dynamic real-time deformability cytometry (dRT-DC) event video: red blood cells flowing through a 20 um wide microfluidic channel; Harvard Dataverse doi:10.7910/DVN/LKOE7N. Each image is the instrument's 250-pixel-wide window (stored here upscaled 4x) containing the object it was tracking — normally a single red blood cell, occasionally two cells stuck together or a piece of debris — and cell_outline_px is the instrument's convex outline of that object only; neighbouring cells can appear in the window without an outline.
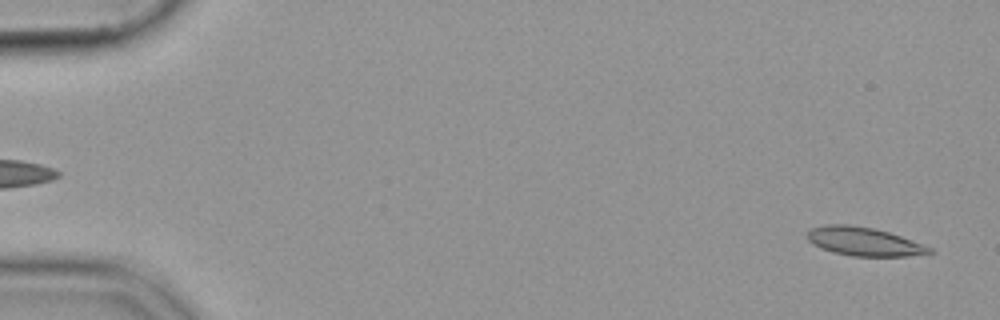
{"species": "common noctule bat (a hibernating species)", "species_latin": "Nyctalus noctula", "temperature_condition": "cold", "stored_images_in_passage": 54, "camera_frame_rate_fps": 3000, "um_per_image_px": 0.085, "animal": {"sex": "female", "body_mass_g": 19.9}, "frame": {"image": 1, "passage_image": 2, "time_ms": 0.333, "image_size_px": [1000, 320], "cell_outline_px": [[936, 252], [904, 256], [852, 256], [832, 252], [820, 248], [812, 244], [808, 240], [808, 232], [812, 228], [824, 224], [848, 224], [872, 228], [888, 232], [900, 236], [932, 248]], "centroid_in_image_um": [73.39, 20.53], "position_along_channel_um": 11.6, "area_um2": 20.17}}
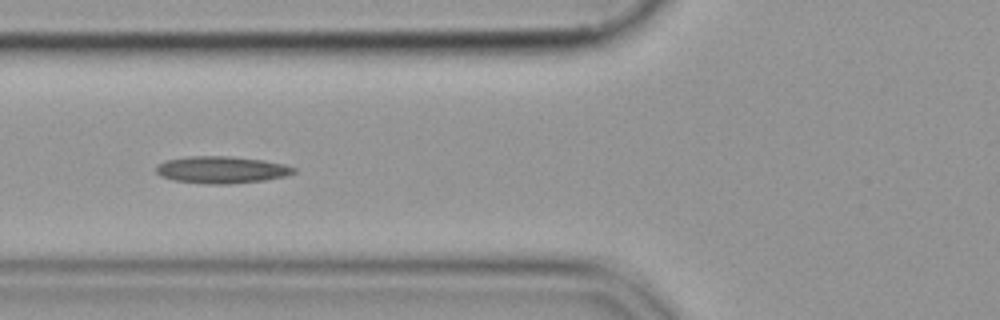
{"frame": {"image": 2, "passage_image": 21, "time_ms": 6.667, "image_size_px": [1000, 320], "cell_outline_px": [[296, 172], [284, 176], [264, 180], [228, 184], [208, 184], [172, 180], [160, 176], [156, 172], [156, 164], [168, 160], [188, 156], [232, 156], [264, 160], [284, 164], [296, 168]], "centroid_in_image_um": [18.81, 14.43], "position_along_channel_um": 107.0, "area_um2": 21.73}}
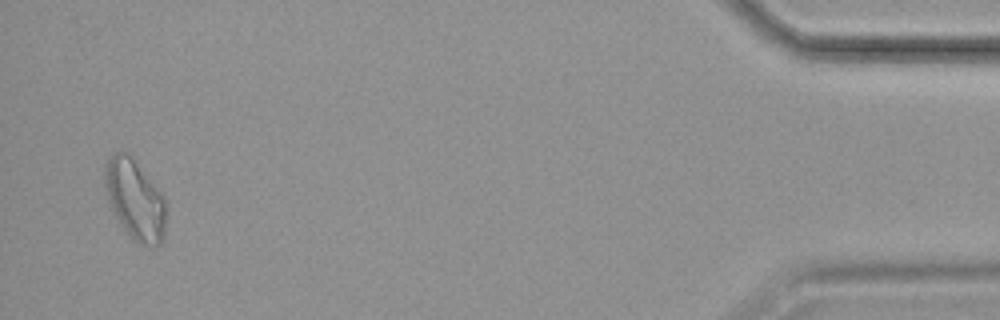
{"frame": {"image": 3, "passage_image": 53, "time_ms": 17.333, "image_size_px": [1000, 320], "cell_outline_px": [[164, 240], [156, 248], [152, 248], [140, 244], [132, 240], [116, 216], [108, 200], [104, 184], [104, 164], [112, 152], [124, 152], [136, 164], [164, 196]], "centroid_in_image_um": [11.45, 17.02], "position_along_channel_um": 423.7, "area_um2": 28.09}}